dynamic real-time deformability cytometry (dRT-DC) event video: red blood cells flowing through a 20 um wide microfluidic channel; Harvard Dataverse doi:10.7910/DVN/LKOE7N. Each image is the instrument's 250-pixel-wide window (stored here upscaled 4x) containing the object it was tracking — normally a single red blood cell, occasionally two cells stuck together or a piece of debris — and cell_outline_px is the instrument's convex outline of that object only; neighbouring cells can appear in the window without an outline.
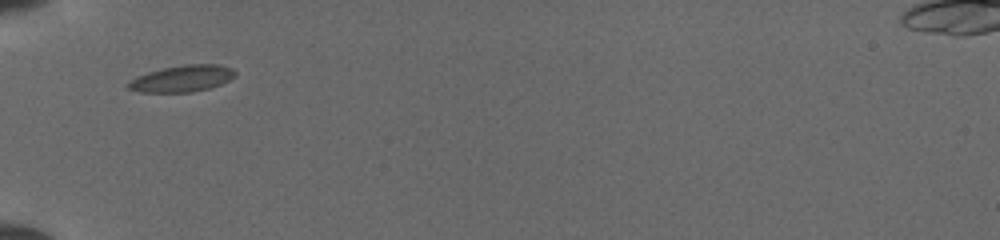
{"species": "common noctule bat (a hibernating species)", "species_latin": "Nyctalus noctula", "temperature_condition": "cold", "stored_images_in_passage": 9, "camera_frame_rate_fps": 3000, "um_per_image_px": 0.085, "animal": {"sex": "female", "body_mass_g": 19.5, "forearm_length_mm": 54.1}, "frame": {"image": 1, "passage_image": 1, "time_ms": 0.0, "image_size_px": [1000, 240], "cell_outline_px": [[236, 76], [220, 84], [208, 88], [192, 92], [140, 92], [128, 88], [128, 80], [136, 76], [160, 68], [184, 64], [216, 64], [232, 68], [236, 72]], "centroid_in_image_um": [15.46, 6.66], "position_along_channel_um": 69.5, "area_um2": 16.59}}